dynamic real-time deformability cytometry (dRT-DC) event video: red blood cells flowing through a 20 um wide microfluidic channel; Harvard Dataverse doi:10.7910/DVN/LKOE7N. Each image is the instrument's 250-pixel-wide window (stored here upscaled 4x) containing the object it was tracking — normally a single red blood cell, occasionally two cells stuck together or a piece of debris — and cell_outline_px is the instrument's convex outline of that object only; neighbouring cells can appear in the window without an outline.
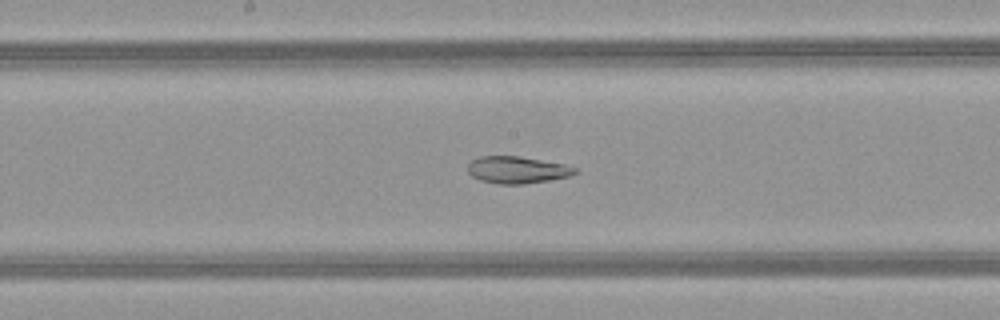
{"species": "common noctule bat (a hibernating species)", "species_latin": "Nyctalus noctula", "temperature_condition": "warm", "stored_images_in_passage": 51, "camera_frame_rate_fps": 3000, "um_per_image_px": 0.085, "animal": {"sex": "female", "body_mass_g": 21.9}, "frame": {"image": 1, "passage_image": 27, "time_ms": 8.667, "image_size_px": [1000, 320], "cell_outline_px": [[580, 172], [568, 176], [548, 180], [524, 184], [500, 184], [480, 180], [472, 176], [468, 172], [468, 164], [472, 160], [480, 156], [520, 156], [564, 164], [576, 168]], "centroid_in_image_um": [43.96, 14.43], "position_along_channel_um": 204.2, "area_um2": 16.82}}
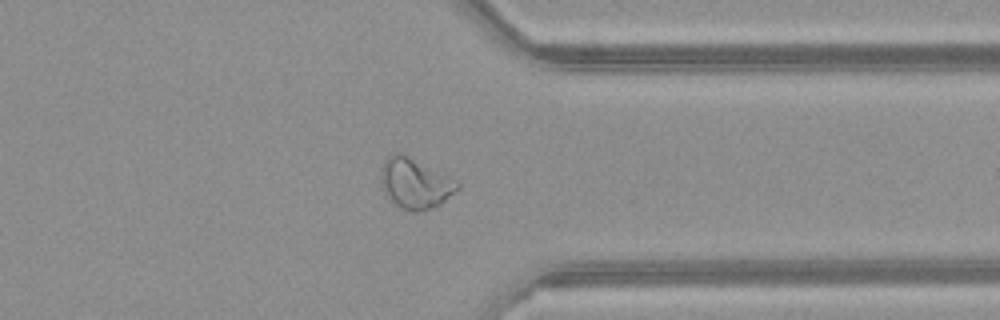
{"frame": {"image": 2, "passage_image": 40, "time_ms": 13.0, "image_size_px": [1000, 320], "cell_outline_px": [[460, 188], [440, 204], [416, 212], [412, 212], [400, 208], [384, 192], [380, 180], [380, 176], [384, 160], [392, 152], [400, 152], [456, 180], [460, 184]], "centroid_in_image_um": [35.26, 15.58], "position_along_channel_um": 376.1, "area_um2": 22.14}}
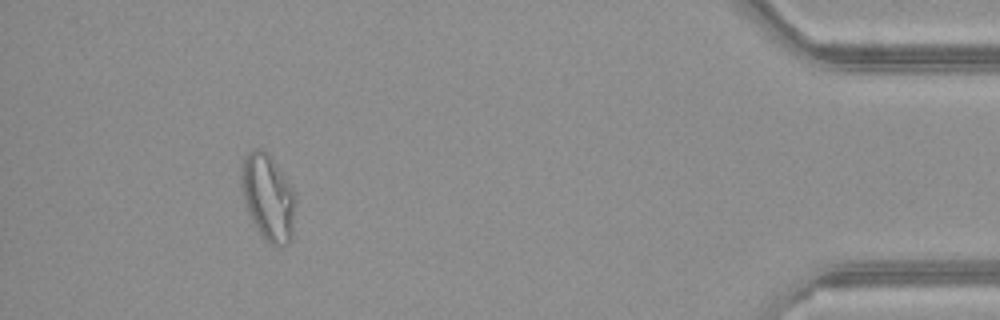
{"frame": {"image": 3, "passage_image": 47, "time_ms": 15.333, "image_size_px": [1000, 320], "cell_outline_px": [[296, 196], [292, 240], [288, 244], [272, 244], [260, 232], [252, 220], [248, 212], [240, 188], [240, 168], [244, 156], [252, 148], [256, 148], [268, 152], [296, 192]], "centroid_in_image_um": [22.78, 16.7], "position_along_channel_um": 412.4, "area_um2": 27.46}, "authors_computed_cell_mechanics": {"area_um2": 23.1778, "velocity_mm_per_s": 4.0452, "shape_relaxation_time_tau1_ms": null, "shape_relaxation_time_tau2_ms": 2.9354, "deformation_change_tau1": null, "deformation_change_tau2": 0.0903}}